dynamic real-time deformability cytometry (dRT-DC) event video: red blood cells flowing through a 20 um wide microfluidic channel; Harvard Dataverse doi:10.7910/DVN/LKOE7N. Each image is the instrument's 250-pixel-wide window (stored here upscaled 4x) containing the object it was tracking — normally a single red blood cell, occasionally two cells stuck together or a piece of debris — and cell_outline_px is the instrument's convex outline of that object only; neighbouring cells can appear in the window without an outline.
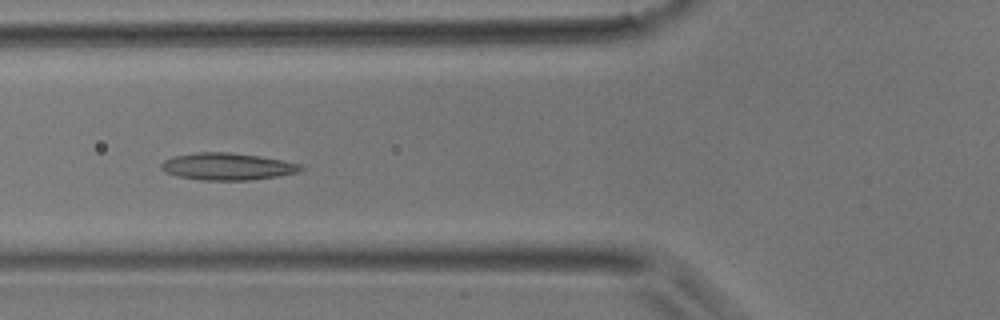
{"species": "common noctule bat (a hibernating species)", "species_latin": "Nyctalus noctula", "temperature_condition": "room temperature", "stored_images_in_passage": 5, "camera_frame_rate_fps": 3000, "um_per_image_px": 0.085, "animal": {"sex": "male", "body_mass_g": 17.9}, "frame": {"image": 1, "passage_image": 5, "time_ms": 1.333, "image_size_px": [1000, 320], "cell_outline_px": [[304, 168], [300, 172], [252, 180], [204, 180], [176, 176], [160, 168], [160, 164], [164, 160], [176, 156], [200, 152], [228, 152], [260, 156], [300, 164]], "centroid_in_image_um": [19.34, 14.15], "position_along_channel_um": 106.5, "area_um2": 21.79}}